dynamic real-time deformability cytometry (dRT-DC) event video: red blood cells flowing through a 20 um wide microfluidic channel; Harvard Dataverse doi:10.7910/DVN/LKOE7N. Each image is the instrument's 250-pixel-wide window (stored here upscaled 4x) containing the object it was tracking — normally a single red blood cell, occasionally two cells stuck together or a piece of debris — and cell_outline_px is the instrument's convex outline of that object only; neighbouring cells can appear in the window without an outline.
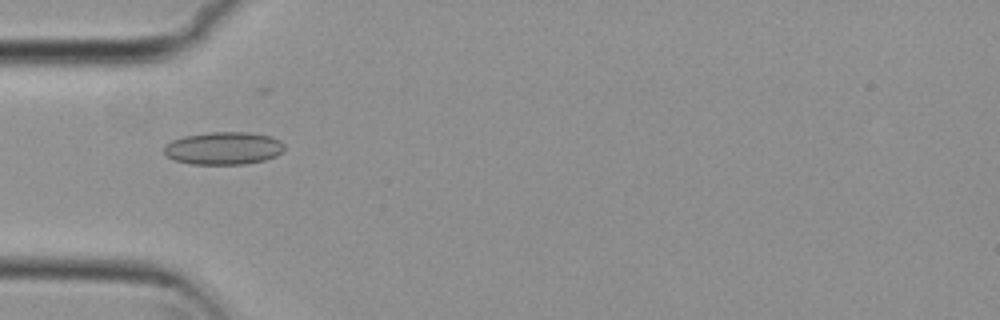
{"species": "common noctule bat (a hibernating species)", "species_latin": "Nyctalus noctula", "temperature_condition": "cold", "stored_images_in_passage": 3, "camera_frame_rate_fps": 3000, "um_per_image_px": 0.085, "animal": {"sex": "female", "body_mass_g": 29.2, "forearm_length_mm": 56.3}, "frame": {"image": 1, "passage_image": 1, "time_ms": 0.0, "image_size_px": [1000, 320], "cell_outline_px": [[284, 152], [276, 156], [264, 160], [244, 164], [192, 164], [176, 160], [168, 156], [164, 152], [164, 144], [172, 140], [184, 136], [208, 132], [248, 132], [272, 136], [280, 140], [284, 144]], "centroid_in_image_um": [19.03, 12.59], "position_along_channel_um": 66.0, "area_um2": 23.06}}
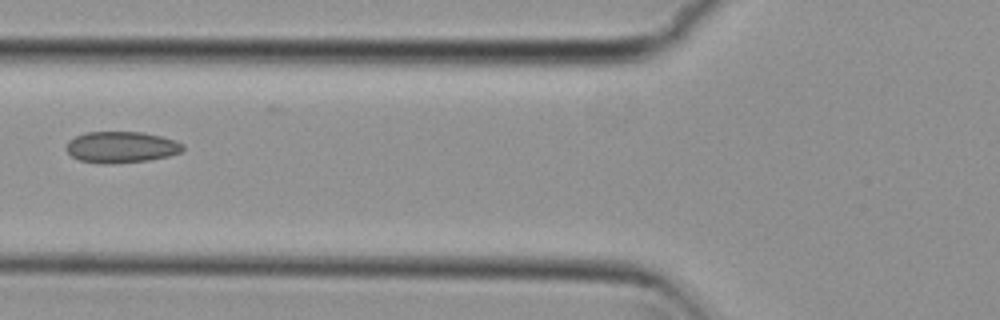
{"frame": {"image": 2, "passage_image": 2, "time_ms": 0.333, "image_size_px": [1000, 320], "cell_outline_px": [[184, 148], [180, 152], [168, 156], [148, 160], [112, 164], [100, 164], [80, 160], [72, 156], [64, 148], [68, 140], [76, 136], [88, 132], [144, 132], [176, 140], [184, 144]], "centroid_in_image_um": [10.29, 12.51], "position_along_channel_um": 115.5, "area_um2": 21.39}}
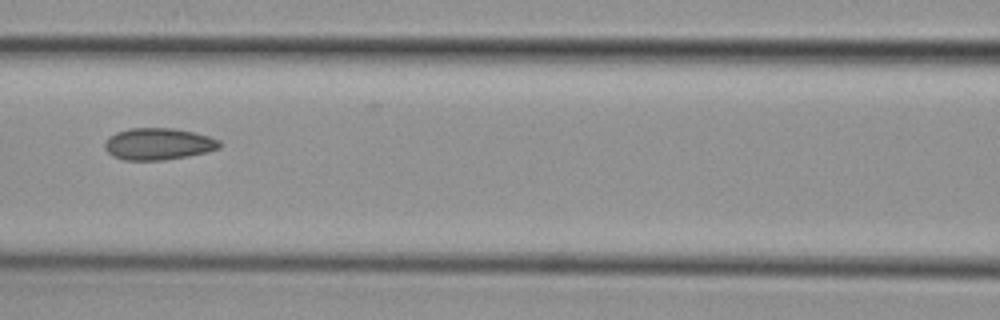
{"frame": {"image": 3, "passage_image": 3, "time_ms": 0.667, "image_size_px": [1000, 320], "cell_outline_px": [[220, 148], [188, 156], [164, 160], [124, 160], [112, 156], [104, 148], [104, 144], [108, 136], [116, 132], [128, 128], [172, 128], [192, 132], [208, 136], [220, 140]], "centroid_in_image_um": [13.41, 12.23], "position_along_channel_um": 153.2, "area_um2": 21.27}}